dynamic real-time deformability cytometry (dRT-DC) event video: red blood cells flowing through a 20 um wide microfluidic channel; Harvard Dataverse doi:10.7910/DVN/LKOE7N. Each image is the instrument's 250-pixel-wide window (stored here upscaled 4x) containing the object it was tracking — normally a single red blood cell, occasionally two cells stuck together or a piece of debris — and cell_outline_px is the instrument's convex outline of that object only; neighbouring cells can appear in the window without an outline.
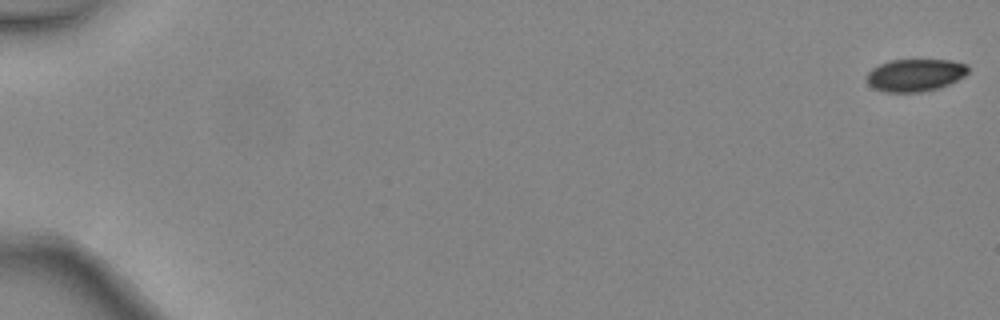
{"species": "common noctule bat (a hibernating species)", "species_latin": "Nyctalus noctula", "temperature_condition": "warm", "stored_images_in_passage": 7, "camera_frame_rate_fps": 3000, "um_per_image_px": 0.085, "animal": {"sex": "female", "body_mass_g": 24.6, "forearm_length_mm": 56.2}, "frame": {"image": 1, "passage_image": 1, "time_ms": 0.0, "image_size_px": [1000, 320], "cell_outline_px": [[968, 72], [964, 76], [940, 88], [920, 92], [884, 92], [872, 88], [868, 84], [868, 72], [872, 68], [888, 60], [952, 60], [968, 64]], "centroid_in_image_um": [77.79, 6.38], "position_along_channel_um": 7.2, "area_um2": 19.25}}
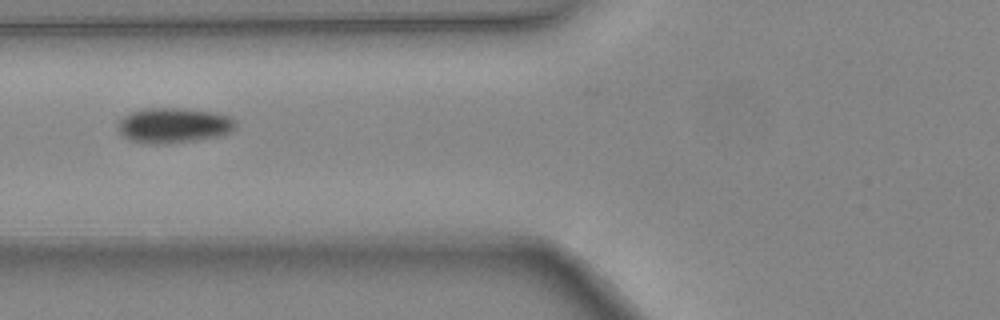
{"frame": {"image": 2, "passage_image": 6, "time_ms": 1.667, "image_size_px": [1000, 320], "cell_outline_px": [[236, 128], [232, 132], [216, 136], [196, 140], [168, 144], [148, 144], [132, 140], [124, 136], [116, 128], [116, 124], [120, 116], [144, 108], [184, 108], [216, 112], [228, 116], [236, 120]], "centroid_in_image_um": [14.74, 10.65], "position_along_channel_um": 111.1, "area_um2": 24.51}}
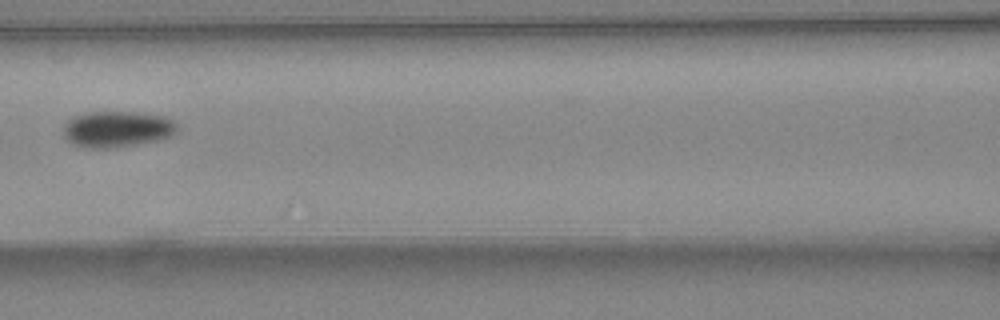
{"frame": {"image": 3, "passage_image": 7, "time_ms": 2.0, "image_size_px": [1000, 320], "cell_outline_px": [[176, 132], [168, 136], [156, 140], [136, 144], [108, 148], [88, 148], [72, 144], [64, 136], [64, 124], [72, 116], [84, 112], [136, 112], [164, 116], [172, 120], [176, 124]], "centroid_in_image_um": [9.89, 10.96], "position_along_channel_um": 156.7, "area_um2": 23.81}}